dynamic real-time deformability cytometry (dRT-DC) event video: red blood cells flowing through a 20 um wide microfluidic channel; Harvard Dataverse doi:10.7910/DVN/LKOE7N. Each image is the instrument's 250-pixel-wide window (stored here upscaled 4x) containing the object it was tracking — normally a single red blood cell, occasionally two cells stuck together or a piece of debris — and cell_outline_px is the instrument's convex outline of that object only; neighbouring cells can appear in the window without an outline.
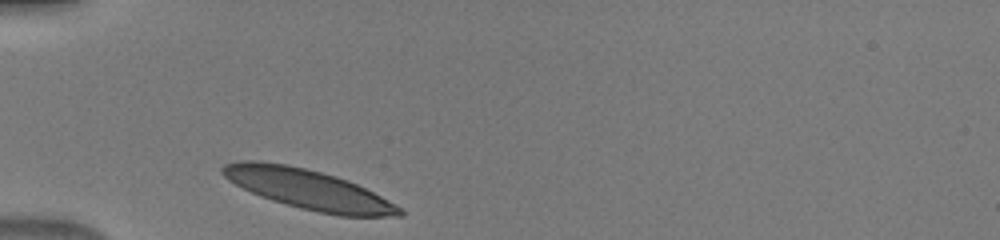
{"species": "human", "species_latin": "Homo sapiens", "temperature_condition": "warm", "stored_images_in_passage": 28, "camera_frame_rate_fps": 3000, "um_per_image_px": 0.085, "donor": {"sex": "male"}, "frame": {"image": 1, "passage_image": 1, "time_ms": 0.0, "image_size_px": [1000, 240], "cell_outline_px": [[404, 216], [340, 216], [300, 208], [272, 200], [260, 196], [228, 180], [220, 172], [220, 168], [224, 164], [240, 160], [256, 160], [288, 164], [336, 176], [348, 180], [380, 196], [400, 208], [404, 212]], "centroid_in_image_um": [26.15, 16.08], "position_along_channel_um": 58.8, "area_um2": 40.63}}